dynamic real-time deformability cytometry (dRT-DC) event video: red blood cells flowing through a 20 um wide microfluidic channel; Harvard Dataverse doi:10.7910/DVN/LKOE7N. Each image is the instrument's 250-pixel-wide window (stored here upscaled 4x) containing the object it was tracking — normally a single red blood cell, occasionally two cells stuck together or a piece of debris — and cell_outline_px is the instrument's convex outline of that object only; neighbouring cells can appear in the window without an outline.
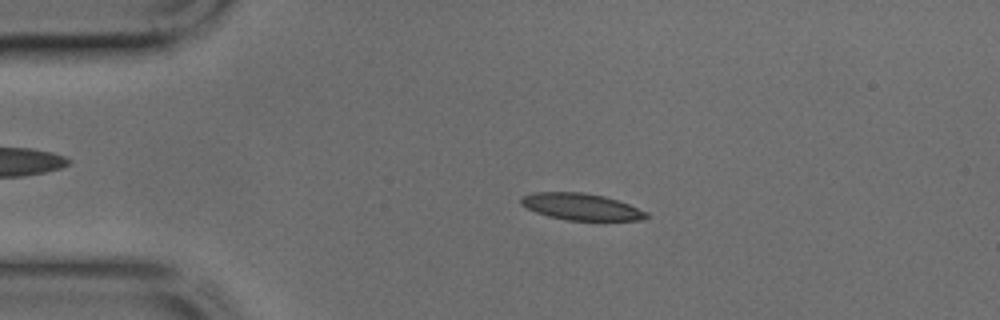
{"species": "common noctule bat (a hibernating species)", "species_latin": "Nyctalus noctula", "temperature_condition": "cold", "stored_images_in_passage": 40, "camera_frame_rate_fps": 3000, "um_per_image_px": 0.085, "animal": {"sex": "male", "body_mass_g": 17.9, "forearm_length_mm": 54.2}, "frame": {"image": 1, "passage_image": 4, "time_ms": 1.0, "image_size_px": [1000, 320], "cell_outline_px": [[648, 216], [644, 220], [568, 220], [548, 216], [536, 212], [520, 204], [520, 196], [532, 192], [580, 192], [604, 196], [628, 204], [648, 212]], "centroid_in_image_um": [49.37, 17.57], "position_along_channel_um": 35.6, "area_um2": 19.42}}
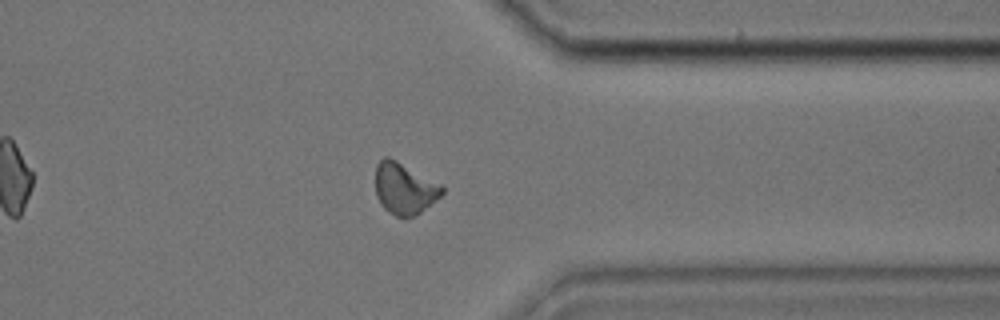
{"frame": {"image": 2, "passage_image": 30, "time_ms": 9.667, "image_size_px": [1000, 320], "cell_outline_px": [[444, 192], [440, 196], [420, 212], [404, 220], [388, 212], [380, 204], [376, 196], [376, 164], [384, 156], [388, 156], [444, 184]], "centroid_in_image_um": [34.38, 16.02], "position_along_channel_um": 377.0, "area_um2": 20.29}}
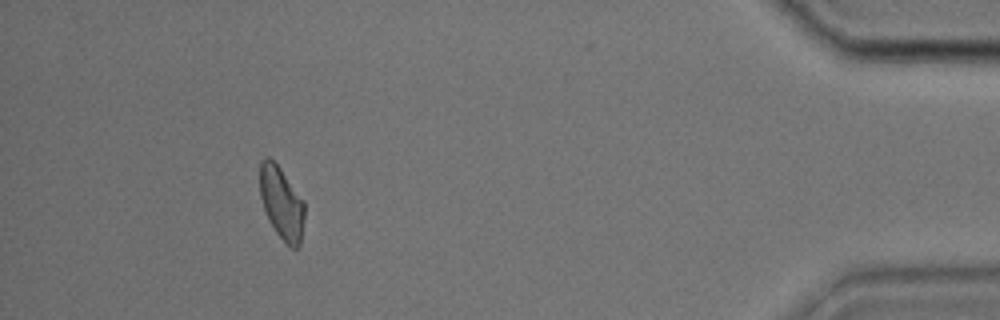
{"frame": {"image": 3, "passage_image": 36, "time_ms": 11.667, "image_size_px": [1000, 320], "cell_outline_px": [[304, 216], [300, 248], [288, 248], [284, 244], [268, 220], [260, 196], [260, 160], [264, 156], [268, 156], [280, 168], [304, 200]], "centroid_in_image_um": [23.94, 17.29], "position_along_channel_um": 411.3, "area_um2": 19.13}}